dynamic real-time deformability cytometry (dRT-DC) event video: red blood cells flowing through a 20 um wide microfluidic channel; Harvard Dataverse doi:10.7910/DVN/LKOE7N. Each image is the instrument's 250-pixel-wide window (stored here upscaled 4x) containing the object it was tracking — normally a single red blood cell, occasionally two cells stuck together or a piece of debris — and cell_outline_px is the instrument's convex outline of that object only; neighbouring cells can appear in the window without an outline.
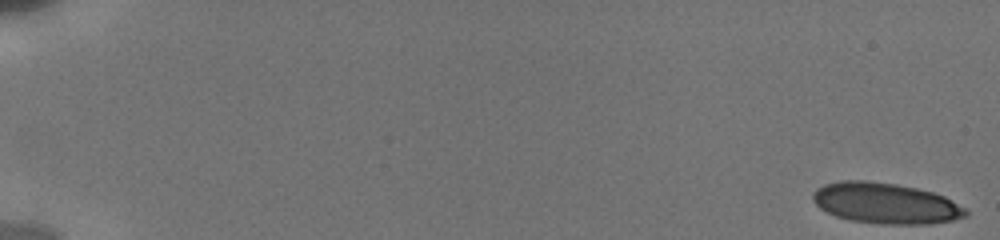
{"species": "human", "species_latin": "Homo sapiens", "temperature_condition": "cold", "stored_images_in_passage": 44, "camera_frame_rate_fps": 3000, "um_per_image_px": 0.085, "donor": {"sex": "male"}, "frame": {"image": 1, "passage_image": 1, "time_ms": 0.0, "image_size_px": [1000, 240], "cell_outline_px": [[968, 216], [952, 220], [928, 224], [880, 224], [848, 220], [836, 216], [820, 208], [812, 200], [812, 192], [816, 188], [824, 184], [840, 180], [864, 180], [896, 184], [916, 188], [932, 192], [944, 196], [964, 208], [968, 212]], "centroid_in_image_um": [75.23, 17.27], "position_along_channel_um": 9.8, "area_um2": 36.41}}
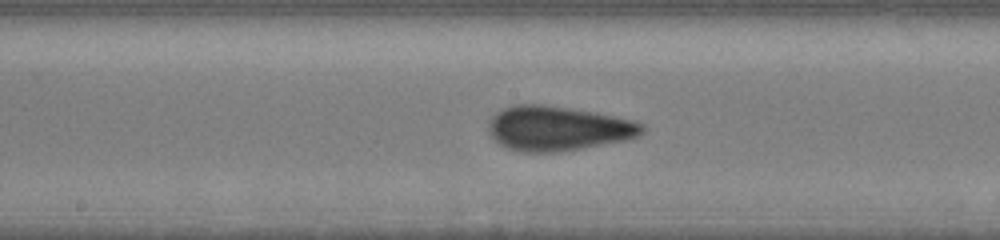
{"frame": {"image": 2, "passage_image": 24, "time_ms": 10.0, "image_size_px": [1000, 240], "cell_outline_px": [[644, 132], [636, 136], [624, 140], [580, 148], [556, 152], [520, 152], [508, 148], [500, 144], [488, 132], [488, 120], [500, 108], [512, 104], [544, 104], [596, 112], [632, 120], [644, 124]], "centroid_in_image_um": [47.36, 10.89], "position_along_channel_um": 200.8, "area_um2": 40.0}}
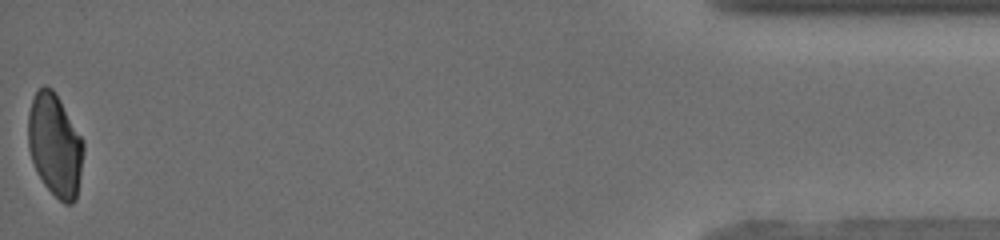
{"frame": {"image": 3, "passage_image": 44, "time_ms": 18.0, "image_size_px": [1000, 240], "cell_outline_px": [[84, 152], [76, 200], [72, 204], [64, 204], [44, 184], [36, 172], [28, 148], [28, 112], [32, 100], [36, 92], [44, 84], [52, 88], [56, 92], [84, 140]], "centroid_in_image_um": [4.68, 12.32], "position_along_channel_um": 430.5, "area_um2": 33.41}, "authors_computed_cell_mechanics": {"area_um2": 37.0787, "velocity_mm_per_s": 3.8458, "shape_relaxation_time_tau1_ms": 10.7974, "shape_relaxation_time_tau2_ms": 0.7537, "deformation_change_tau1": 0.2012, "deformation_change_tau2": 0.0754}}